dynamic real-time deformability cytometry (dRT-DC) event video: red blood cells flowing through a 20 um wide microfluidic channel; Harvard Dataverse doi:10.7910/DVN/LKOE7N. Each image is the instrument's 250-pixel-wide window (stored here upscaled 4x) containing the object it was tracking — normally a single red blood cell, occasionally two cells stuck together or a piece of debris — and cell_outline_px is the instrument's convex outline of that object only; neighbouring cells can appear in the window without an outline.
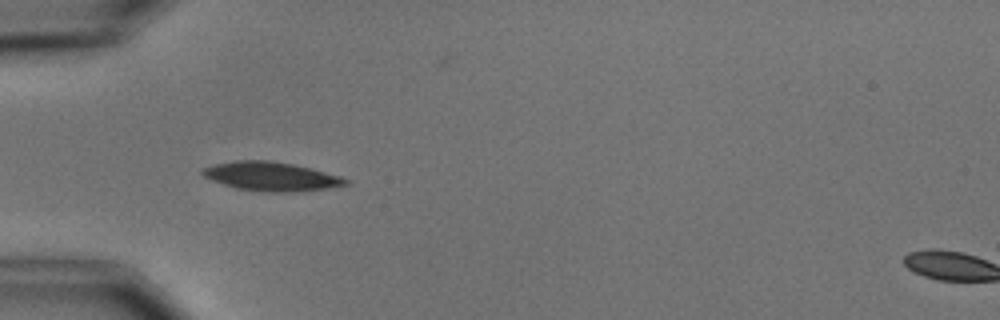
{"species": "common noctule bat (a hibernating species)", "species_latin": "Nyctalus noctula", "temperature_condition": "cold", "stored_images_in_passage": 8, "camera_frame_rate_fps": 3000, "um_per_image_px": 0.085, "animal": {"sex": "male", "body_mass_g": 15.6}, "frame": {"image": 1, "passage_image": 5, "time_ms": 4.667, "image_size_px": [1000, 320], "cell_outline_px": [[348, 184], [328, 188], [292, 192], [268, 192], [236, 188], [212, 180], [204, 176], [200, 172], [200, 168], [212, 164], [236, 160], [268, 160], [292, 164], [340, 176], [348, 180]], "centroid_in_image_um": [22.98, 14.99], "position_along_channel_um": 62.0, "area_um2": 23.93}}
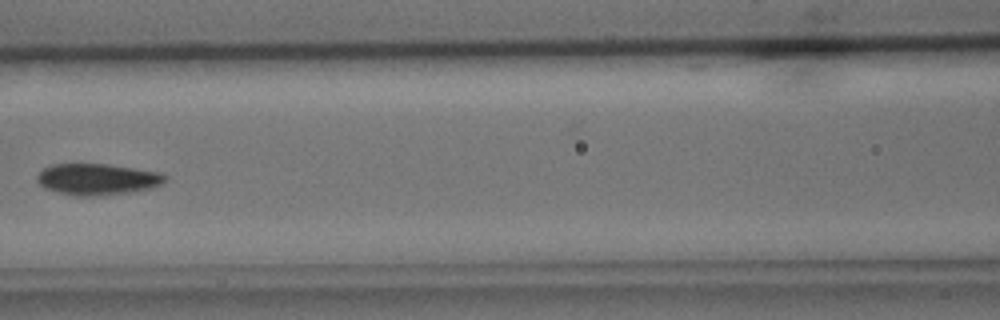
{"frame": {"image": 2, "passage_image": 7, "time_ms": 7.333, "image_size_px": [1000, 320], "cell_outline_px": [[168, 180], [152, 188], [132, 192], [100, 196], [72, 196], [56, 192], [44, 188], [36, 180], [36, 176], [44, 168], [52, 164], [104, 164], [160, 172], [168, 176]], "centroid_in_image_um": [8.27, 15.25], "position_along_channel_um": 158.3, "area_um2": 23.58}}
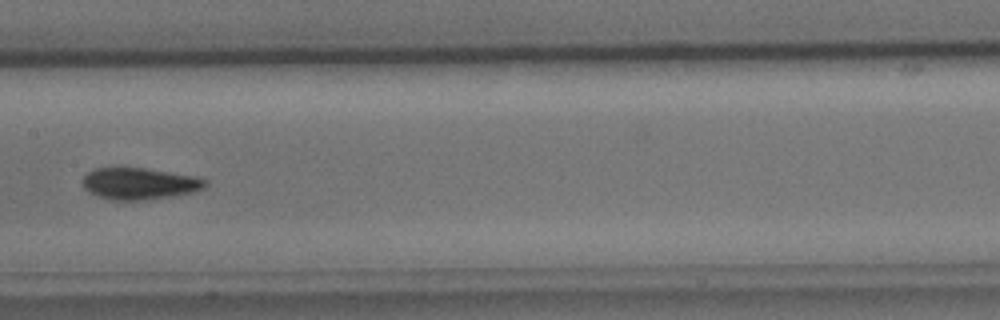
{"frame": {"image": 3, "passage_image": 8, "time_ms": 8.333, "image_size_px": [1000, 320], "cell_outline_px": [[208, 184], [204, 188], [192, 192], [144, 200], [112, 200], [96, 196], [88, 192], [84, 188], [80, 180], [88, 172], [96, 168], [116, 164], [144, 168], [196, 176], [208, 180]], "centroid_in_image_um": [11.77, 15.56], "position_along_channel_um": 195.6, "area_um2": 23.35}}